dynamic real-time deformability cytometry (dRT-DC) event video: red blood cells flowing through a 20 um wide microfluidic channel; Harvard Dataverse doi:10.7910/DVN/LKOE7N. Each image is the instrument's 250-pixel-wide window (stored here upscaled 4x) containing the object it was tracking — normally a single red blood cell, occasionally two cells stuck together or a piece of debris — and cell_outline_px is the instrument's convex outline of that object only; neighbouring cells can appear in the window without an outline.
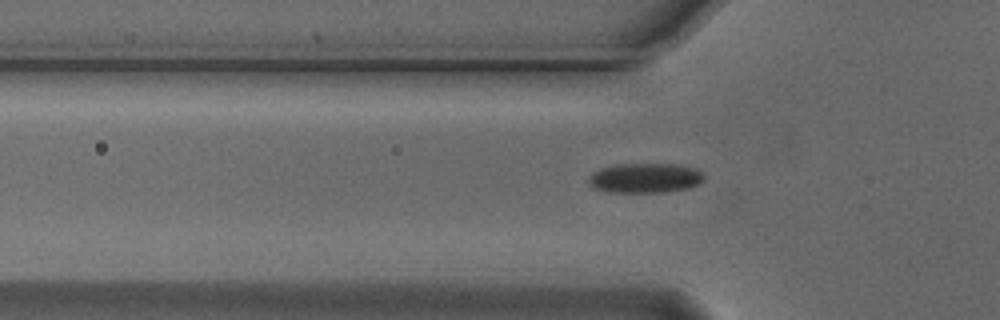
{"species": "Egyptian fruit bat (a non-hibernating species)", "species_latin": "Rousettus aegyptiacus", "temperature_condition": "cold", "stored_images_in_passage": 33, "camera_frame_rate_fps": 3000, "um_per_image_px": 0.085, "animal": {"sex": "male"}, "frame": {"image": 1, "passage_image": 2, "time_ms": 0.333, "image_size_px": [1000, 320], "cell_outline_px": [[704, 180], [688, 188], [664, 192], [608, 192], [592, 188], [588, 180], [588, 176], [592, 172], [600, 168], [616, 164], [676, 164], [696, 168], [704, 172]], "centroid_in_image_um": [54.81, 15.12], "position_along_channel_um": 71.0, "area_um2": 20.23}}
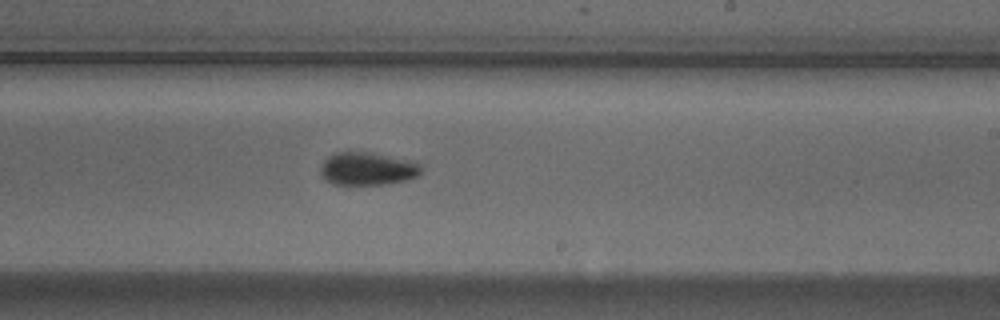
{"frame": {"image": 2, "passage_image": 17, "time_ms": 5.333, "image_size_px": [1000, 320], "cell_outline_px": [[420, 176], [408, 180], [384, 184], [332, 184], [324, 180], [320, 176], [320, 168], [324, 160], [332, 152], [364, 152], [416, 160], [420, 164]], "centroid_in_image_um": [31.23, 14.34], "position_along_channel_um": 257.8, "area_um2": 19.59}}
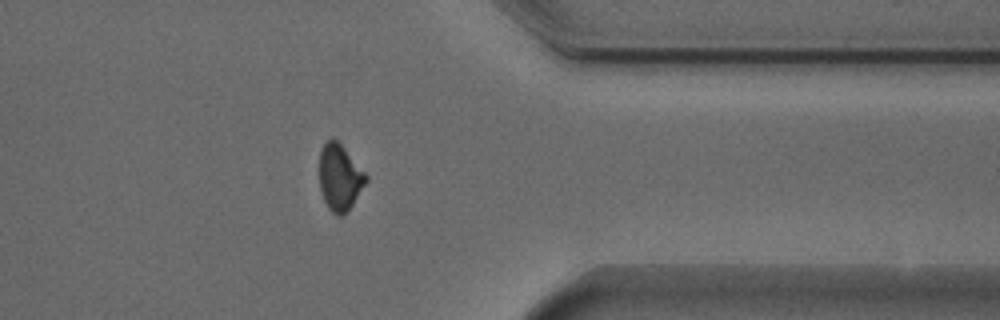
{"frame": {"image": 3, "passage_image": 28, "time_ms": 9.0, "image_size_px": [1000, 320], "cell_outline_px": [[368, 180], [344, 216], [336, 216], [328, 208], [324, 200], [320, 188], [320, 148], [332, 136], [344, 148], [368, 176]], "centroid_in_image_um": [28.87, 15.09], "position_along_channel_um": 382.5, "area_um2": 17.86}, "authors_computed_cell_mechanics": {"area_um2": 19.363, "velocity_mm_per_s": 3.7351, "shape_relaxation_time_tau1_ms": 2.522, "shape_relaxation_time_tau2_ms": null, "deformation_change_tau1": 0.0901, "deformation_change_tau2": null}}